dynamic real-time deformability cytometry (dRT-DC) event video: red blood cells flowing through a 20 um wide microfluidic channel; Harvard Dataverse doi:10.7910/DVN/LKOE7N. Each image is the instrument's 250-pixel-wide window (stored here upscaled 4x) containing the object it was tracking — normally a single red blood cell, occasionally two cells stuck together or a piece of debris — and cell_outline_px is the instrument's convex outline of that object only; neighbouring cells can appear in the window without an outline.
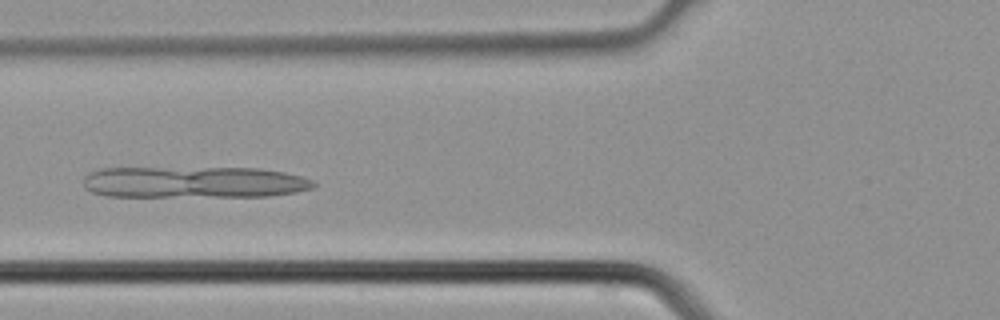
{"species": "common noctule bat (a hibernating species)", "species_latin": "Nyctalus noctula", "temperature_condition": "cold", "stored_images_in_passage": 5, "camera_frame_rate_fps": 3000, "um_per_image_px": 0.085, "animal": {"sex": "male", "body_mass_g": 21.5, "forearm_length_mm": 52.0}, "frame": {"image": 1, "passage_image": 5, "time_ms": 1.333, "image_size_px": [1000, 320], "cell_outline_px": [[316, 188], [296, 192], [268, 196], [108, 196], [92, 192], [84, 188], [84, 176], [100, 168], [260, 168], [284, 172], [300, 176], [312, 180], [316, 184]], "centroid_in_image_um": [16.51, 15.48], "position_along_channel_um": 109.3, "area_um2": 42.31}}